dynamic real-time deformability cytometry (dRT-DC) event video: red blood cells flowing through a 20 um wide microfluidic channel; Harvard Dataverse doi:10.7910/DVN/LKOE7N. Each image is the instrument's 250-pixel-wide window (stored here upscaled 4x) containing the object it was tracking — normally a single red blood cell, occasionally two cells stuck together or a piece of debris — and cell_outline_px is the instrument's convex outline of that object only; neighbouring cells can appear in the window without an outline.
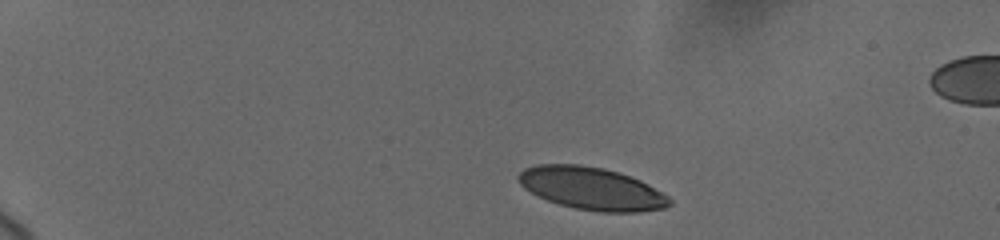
{"species": "human", "species_latin": "Homo sapiens", "temperature_condition": "cold", "stored_images_in_passage": 38, "camera_frame_rate_fps": 3000, "um_per_image_px": 0.085, "donor": {"sex": "female"}, "frame": {"image": 1, "passage_image": 1, "time_ms": 0.0, "image_size_px": [1000, 240], "cell_outline_px": [[672, 204], [664, 208], [640, 212], [600, 212], [576, 208], [560, 204], [548, 200], [524, 188], [520, 184], [516, 176], [524, 168], [536, 164], [580, 164], [604, 168], [640, 180], [648, 184], [668, 196], [672, 200]], "centroid_in_image_um": [50.29, 16.02], "position_along_channel_um": 34.7, "area_um2": 37.34}}
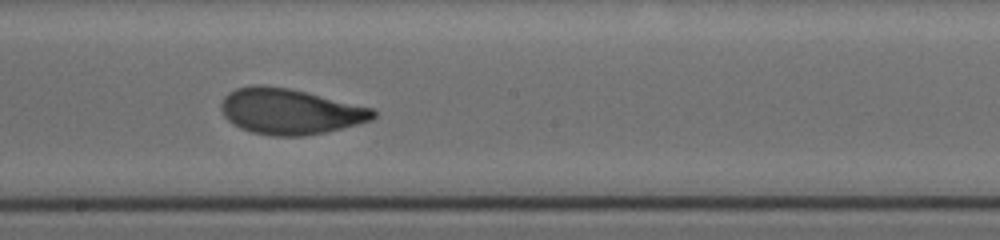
{"frame": {"image": 2, "passage_image": 19, "time_ms": 7.667, "image_size_px": [1000, 240], "cell_outline_px": [[376, 116], [372, 120], [324, 132], [304, 136], [272, 136], [252, 132], [240, 128], [232, 124], [224, 116], [220, 108], [220, 104], [224, 96], [228, 92], [236, 88], [256, 84], [260, 84], [288, 88], [372, 108], [376, 112]], "centroid_in_image_um": [24.58, 9.47], "position_along_channel_um": 223.6, "area_um2": 40.29}}
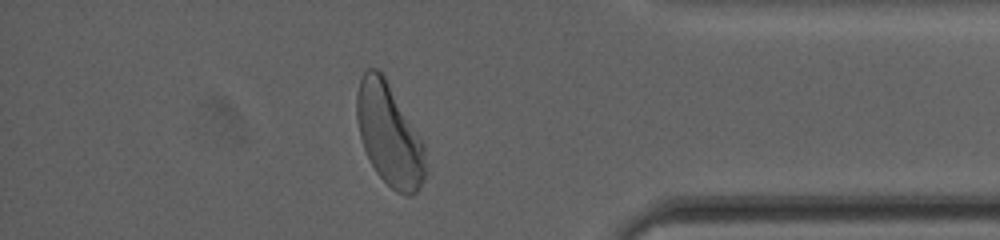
{"frame": {"image": 3, "passage_image": 33, "time_ms": 13.0, "image_size_px": [1000, 240], "cell_outline_px": [[428, 172], [420, 188], [412, 196], [404, 196], [396, 192], [376, 172], [364, 148], [360, 136], [356, 116], [356, 96], [360, 80], [364, 72], [368, 68], [376, 68], [384, 76], [424, 144], [428, 168]], "centroid_in_image_um": [33.11, 11.5], "position_along_channel_um": 402.1, "area_um2": 40.81}, "authors_computed_cell_mechanics": {"area_um2": 40.3444, "velocity_mm_per_s": 3.6727, "shape_relaxation_time_tau1_ms": 3.023, "shape_relaxation_time_tau2_ms": 1.2562, "deformation_change_tau1": 0.1454, "deformation_change_tau2": 0.0668}}